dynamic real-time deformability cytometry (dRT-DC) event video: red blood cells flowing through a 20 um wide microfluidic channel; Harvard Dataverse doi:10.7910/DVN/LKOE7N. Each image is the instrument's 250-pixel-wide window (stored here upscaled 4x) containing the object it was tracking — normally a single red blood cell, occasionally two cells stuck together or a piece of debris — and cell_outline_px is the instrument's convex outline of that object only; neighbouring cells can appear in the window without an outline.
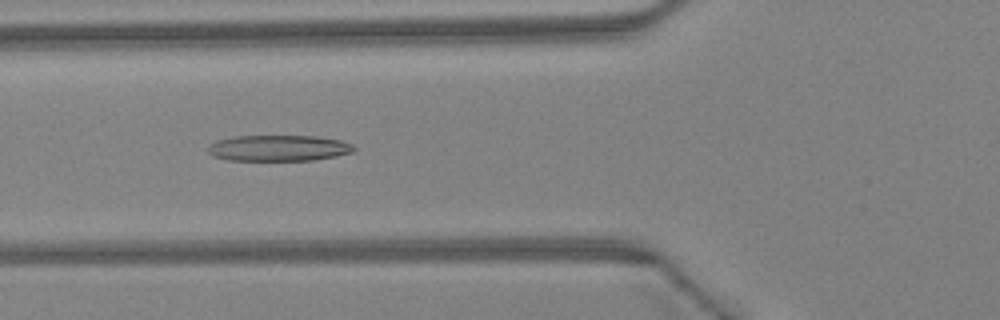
{"species": "Egyptian fruit bat (a non-hibernating species)", "species_latin": "Rousettus aegyptiacus", "temperature_condition": "warm", "stored_images_in_passage": 45, "camera_frame_rate_fps": 3000, "um_per_image_px": 0.085, "animal": {"sex": "female"}, "frame": {"image": 1, "passage_image": 17, "time_ms": 5.333, "image_size_px": [1000, 320], "cell_outline_px": [[356, 148], [352, 152], [336, 156], [312, 160], [228, 160], [212, 156], [208, 152], [208, 148], [216, 140], [236, 136], [316, 136], [340, 140], [352, 144]], "centroid_in_image_um": [23.68, 12.58], "position_along_channel_um": 102.1, "area_um2": 22.02}}
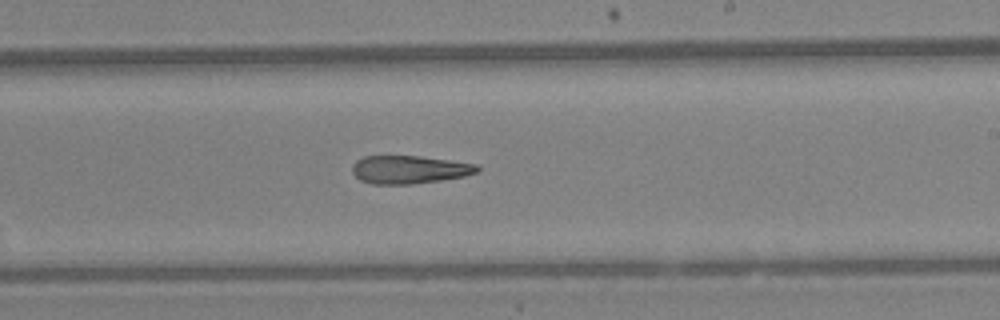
{"frame": {"image": 2, "passage_image": 27, "time_ms": 8.667, "image_size_px": [1000, 320], "cell_outline_px": [[480, 172], [464, 176], [440, 180], [412, 184], [372, 184], [360, 180], [352, 172], [352, 164], [356, 160], [364, 156], [420, 156], [476, 164], [480, 168]], "centroid_in_image_um": [34.78, 14.41], "position_along_channel_um": 254.2, "area_um2": 20.46}}
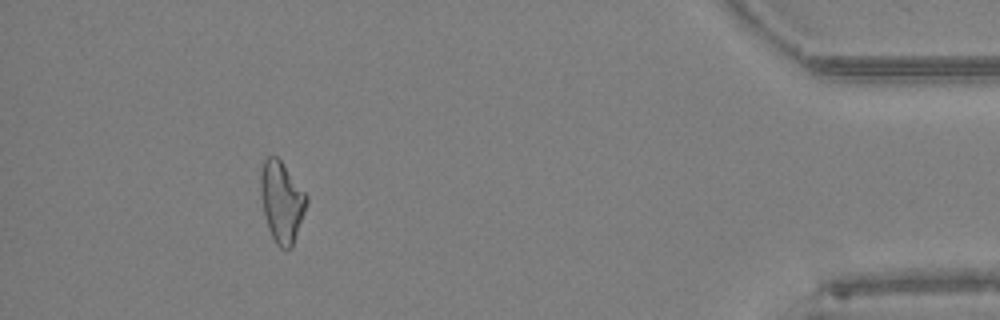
{"frame": {"image": 3, "passage_image": 41, "time_ms": 13.333, "image_size_px": [1000, 320], "cell_outline_px": [[308, 200], [292, 248], [280, 248], [276, 244], [268, 228], [264, 212], [260, 192], [260, 168], [264, 160], [268, 156], [276, 156], [280, 160], [308, 196]], "centroid_in_image_um": [23.93, 17.13], "position_along_channel_um": 411.3, "area_um2": 21.44}, "authors_computed_cell_mechanics": {"area_um2": 22.0218, "velocity_mm_per_s": 4.5857, "shape_relaxation_time_tau1_ms": null, "shape_relaxation_time_tau2_ms": 6.7522, "deformation_change_tau1": null, "deformation_change_tau2": 0.2397}}